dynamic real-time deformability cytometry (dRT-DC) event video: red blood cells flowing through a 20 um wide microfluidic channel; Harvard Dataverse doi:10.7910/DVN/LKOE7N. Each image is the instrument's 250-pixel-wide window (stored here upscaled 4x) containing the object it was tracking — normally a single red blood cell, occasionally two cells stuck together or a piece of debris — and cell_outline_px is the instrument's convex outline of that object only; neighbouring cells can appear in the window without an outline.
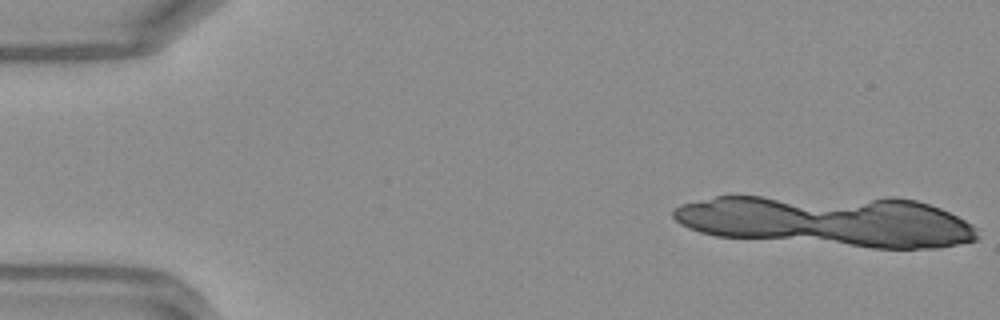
{"species": "Egyptian fruit bat (a non-hibernating species)", "species_latin": "Rousettus aegyptiacus", "temperature_condition": "warm", "stored_images_in_passage": 3, "segment_of_instrument_passage": [2, 2], "camera_frame_rate_fps": 3000, "um_per_image_px": 0.085, "frame": {"image": 1, "passage_image": 3, "time_ms": 0.667, "image_size_px": [1000, 320], "cell_outline_px": [[968, 240], [948, 244], [908, 248], [892, 248], [860, 244], [844, 240], [832, 236], [912, 204], [924, 204], [944, 212], [960, 220], [964, 224]], "centroid_in_image_um": [77.22, 19.48], "position_along_channel_um": 7.8, "area_um2": 27.22}}